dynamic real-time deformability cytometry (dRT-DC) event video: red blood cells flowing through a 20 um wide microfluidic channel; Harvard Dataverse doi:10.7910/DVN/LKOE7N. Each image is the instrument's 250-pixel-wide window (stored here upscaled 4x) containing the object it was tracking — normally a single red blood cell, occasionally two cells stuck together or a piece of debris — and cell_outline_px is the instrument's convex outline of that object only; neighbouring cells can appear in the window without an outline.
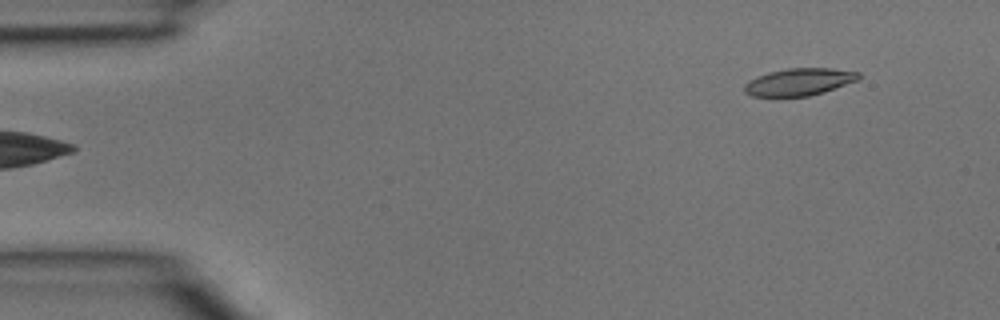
{"species": "common noctule bat (a hibernating species)", "species_latin": "Nyctalus noctula", "temperature_condition": "room temperature", "stored_images_in_passage": 5, "segment_of_instrument_passage": [2, 2], "camera_frame_rate_fps": 3000, "um_per_image_px": 0.085, "animal": {"sex": "male", "body_mass_g": 15.6}, "frame": {"image": 1, "passage_image": 5, "time_ms": 1.333, "image_size_px": [1000, 320], "cell_outline_px": [[860, 76], [856, 80], [824, 92], [808, 96], [752, 96], [744, 92], [744, 84], [748, 80], [756, 76], [768, 72], [788, 68], [832, 68], [860, 72]], "centroid_in_image_um": [67.88, 6.95], "position_along_channel_um": 17.1, "area_um2": 18.09}}